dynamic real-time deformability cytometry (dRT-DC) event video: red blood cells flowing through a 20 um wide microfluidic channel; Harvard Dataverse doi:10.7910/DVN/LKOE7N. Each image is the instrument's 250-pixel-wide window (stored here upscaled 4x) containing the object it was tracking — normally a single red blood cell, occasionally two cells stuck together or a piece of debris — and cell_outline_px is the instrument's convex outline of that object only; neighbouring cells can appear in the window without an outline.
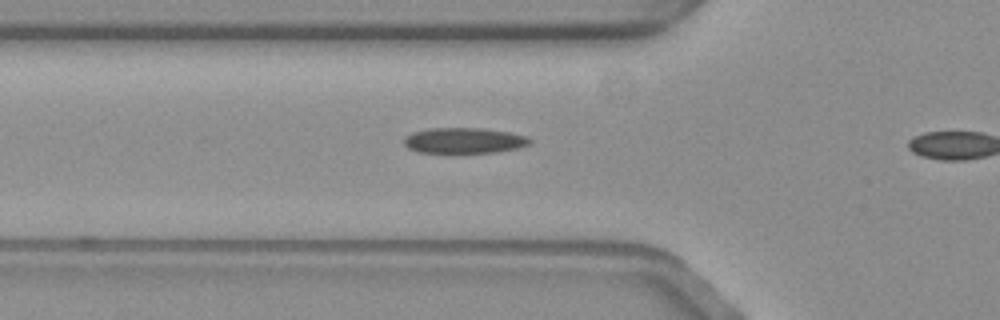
{"species": "common noctule bat (a hibernating species)", "species_latin": "Nyctalus noctula", "temperature_condition": "warm", "stored_images_in_passage": 3, "camera_frame_rate_fps": 3000, "um_per_image_px": 0.085, "animal": {"sex": "female", "body_mass_g": 19.3, "forearm_length_mm": 54.1}, "frame": {"image": 1, "passage_image": 2, "time_ms": 0.333, "image_size_px": [1000, 320], "cell_outline_px": [[532, 144], [520, 148], [496, 152], [420, 152], [408, 148], [404, 144], [404, 136], [412, 132], [428, 128], [484, 128], [508, 132], [528, 136], [532, 140]], "centroid_in_image_um": [39.48, 11.93], "position_along_channel_um": 86.3, "area_um2": 18.9}}